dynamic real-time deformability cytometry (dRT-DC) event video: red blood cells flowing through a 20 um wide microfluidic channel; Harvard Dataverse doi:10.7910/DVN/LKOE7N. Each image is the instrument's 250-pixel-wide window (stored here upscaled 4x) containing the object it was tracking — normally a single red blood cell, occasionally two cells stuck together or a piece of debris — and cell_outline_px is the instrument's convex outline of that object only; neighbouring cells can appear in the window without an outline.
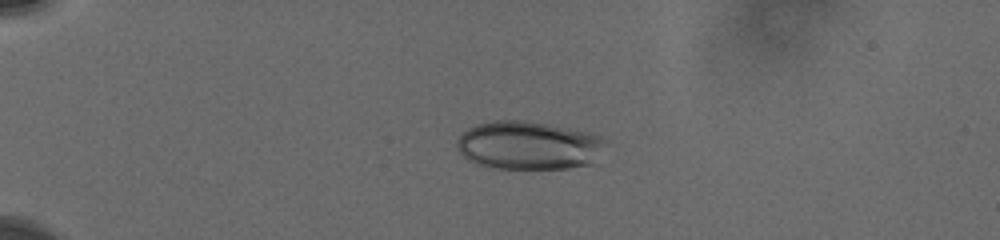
{"species": "human", "species_latin": "Homo sapiens", "temperature_condition": "cold", "stored_images_in_passage": 16, "camera_frame_rate_fps": 3000, "um_per_image_px": 0.085, "donor": {"sex": "male"}, "frame": {"image": 1, "passage_image": 10, "time_ms": 4.0, "image_size_px": [1000, 240], "cell_outline_px": [[604, 140], [596, 164], [568, 168], [492, 168], [476, 164], [468, 160], [460, 152], [456, 144], [460, 136], [468, 128], [476, 124], [492, 120], [524, 120], [548, 124], [588, 132], [600, 136]], "centroid_in_image_um": [44.92, 12.36], "position_along_channel_um": 40.1, "area_um2": 41.91}}